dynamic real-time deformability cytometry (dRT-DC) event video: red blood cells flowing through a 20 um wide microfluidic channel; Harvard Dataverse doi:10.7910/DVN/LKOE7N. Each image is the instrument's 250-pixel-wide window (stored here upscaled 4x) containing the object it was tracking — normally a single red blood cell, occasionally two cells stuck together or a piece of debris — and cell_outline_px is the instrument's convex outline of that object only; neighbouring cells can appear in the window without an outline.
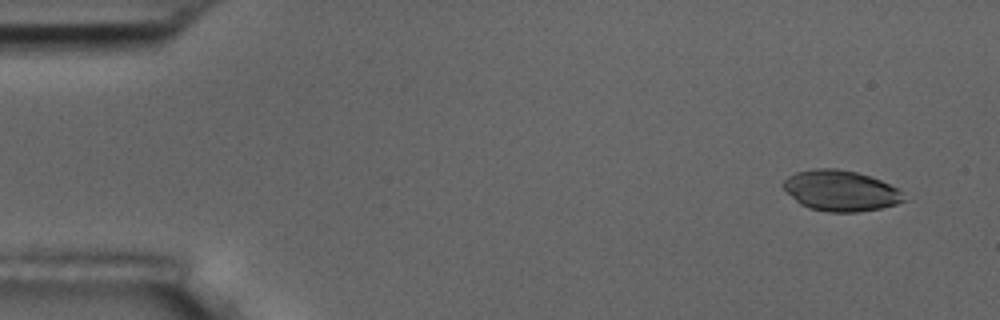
{"species": "common noctule bat (a hibernating species)", "species_latin": "Nyctalus noctula", "temperature_condition": "room temperature", "stored_images_in_passage": 4, "camera_frame_rate_fps": 3000, "um_per_image_px": 0.085, "animal": {"sex": "male", "body_mass_g": 17.5, "forearm_length_mm": 52.3}, "frame": {"image": 1, "passage_image": 1, "time_ms": 0.0, "image_size_px": [1000, 320], "cell_outline_px": [[908, 200], [896, 204], [880, 208], [860, 212], [828, 212], [808, 208], [800, 204], [780, 184], [788, 176], [796, 172], [816, 168], [836, 168], [856, 172], [880, 180], [896, 188]], "centroid_in_image_um": [71.43, 16.21], "position_along_channel_um": 13.6, "area_um2": 28.5}}
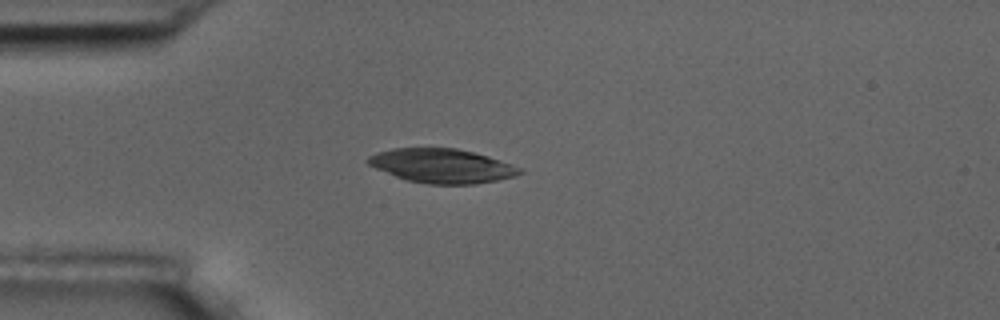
{"frame": {"image": 2, "passage_image": 4, "time_ms": 3.667, "image_size_px": [1000, 320], "cell_outline_px": [[524, 172], [516, 176], [476, 184], [428, 184], [408, 180], [396, 176], [376, 168], [368, 164], [364, 160], [368, 156], [376, 152], [392, 148], [456, 148], [488, 156], [524, 168]], "centroid_in_image_um": [37.58, 14.09], "position_along_channel_um": 47.4, "area_um2": 30.23}}